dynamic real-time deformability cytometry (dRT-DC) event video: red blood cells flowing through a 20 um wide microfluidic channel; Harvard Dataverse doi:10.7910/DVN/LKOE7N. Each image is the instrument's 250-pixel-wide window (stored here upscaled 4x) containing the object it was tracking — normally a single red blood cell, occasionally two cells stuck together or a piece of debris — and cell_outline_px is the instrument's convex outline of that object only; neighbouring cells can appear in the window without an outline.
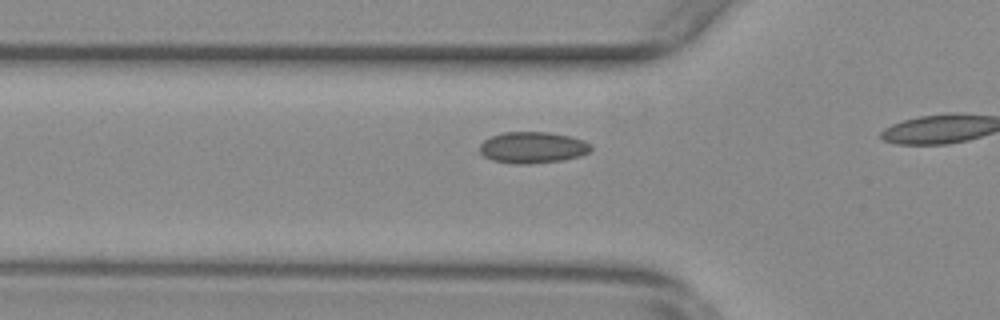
{"species": "common noctule bat (a hibernating species)", "species_latin": "Nyctalus noctula", "temperature_condition": "warm", "stored_images_in_passage": 4, "camera_frame_rate_fps": 3000, "um_per_image_px": 0.085, "animal": {"sex": "female", "body_mass_g": 29.2, "forearm_length_mm": 56.3}, "frame": {"image": 1, "passage_image": 2, "time_ms": 0.333, "image_size_px": [1000, 320], "cell_outline_px": [[592, 148], [588, 152], [580, 156], [564, 160], [532, 164], [516, 164], [492, 160], [484, 156], [480, 152], [480, 144], [484, 140], [492, 136], [504, 132], [548, 132], [568, 136], [584, 140], [592, 144]], "centroid_in_image_um": [45.29, 12.54], "position_along_channel_um": 80.5, "area_um2": 20.4}}